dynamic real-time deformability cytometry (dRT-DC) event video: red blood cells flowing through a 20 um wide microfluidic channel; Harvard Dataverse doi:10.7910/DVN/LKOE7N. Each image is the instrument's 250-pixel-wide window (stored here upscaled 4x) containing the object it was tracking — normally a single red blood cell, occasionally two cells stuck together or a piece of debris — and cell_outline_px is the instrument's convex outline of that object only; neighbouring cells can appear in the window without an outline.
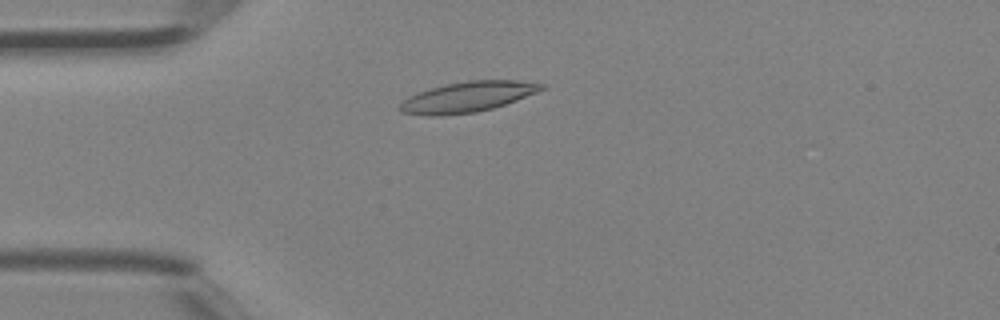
{"species": "Egyptian fruit bat (a non-hibernating species)", "species_latin": "Rousettus aegyptiacus", "temperature_condition": "room temperature", "stored_images_in_passage": 39, "camera_frame_rate_fps": 3000, "um_per_image_px": 0.085, "animal": {"sex": "female"}, "frame": {"image": 1, "passage_image": 8, "time_ms": 2.333, "image_size_px": [1000, 320], "cell_outline_px": [[548, 84], [544, 88], [536, 92], [516, 100], [492, 108], [476, 112], [440, 116], [428, 116], [400, 112], [400, 104], [408, 96], [444, 84], [468, 80], [520, 80]], "centroid_in_image_um": [39.75, 8.23], "position_along_channel_um": 45.2, "area_um2": 25.03}}
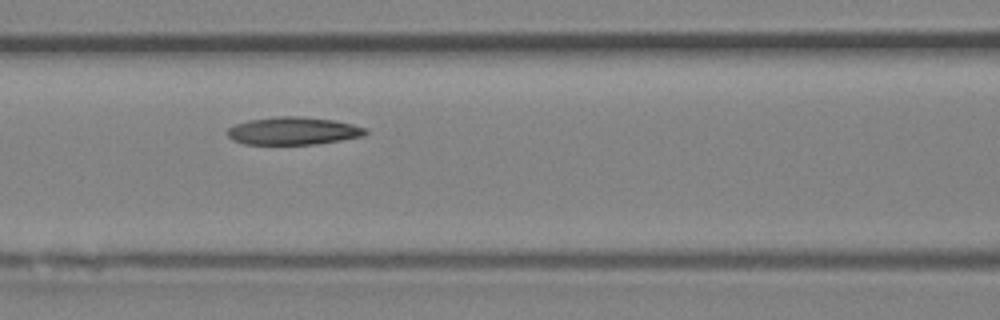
{"frame": {"image": 2, "passage_image": 15, "time_ms": 4.667, "image_size_px": [1000, 320], "cell_outline_px": [[368, 132], [364, 136], [316, 144], [244, 144], [232, 140], [228, 136], [228, 128], [236, 124], [248, 120], [276, 116], [304, 116], [336, 120], [368, 128]], "centroid_in_image_um": [24.95, 11.12], "position_along_channel_um": 141.6, "area_um2": 22.48}}
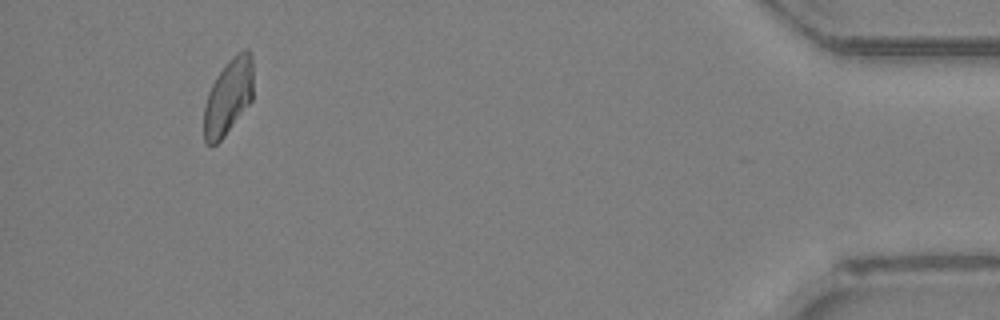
{"frame": {"image": 3, "passage_image": 36, "time_ms": 11.667, "image_size_px": [1000, 320], "cell_outline_px": [[252, 100], [224, 136], [212, 148], [204, 140], [204, 108], [208, 92], [216, 76], [224, 64], [232, 56], [244, 48], [248, 48], [252, 56]], "centroid_in_image_um": [19.4, 8.2], "position_along_channel_um": 415.8, "area_um2": 21.85}}